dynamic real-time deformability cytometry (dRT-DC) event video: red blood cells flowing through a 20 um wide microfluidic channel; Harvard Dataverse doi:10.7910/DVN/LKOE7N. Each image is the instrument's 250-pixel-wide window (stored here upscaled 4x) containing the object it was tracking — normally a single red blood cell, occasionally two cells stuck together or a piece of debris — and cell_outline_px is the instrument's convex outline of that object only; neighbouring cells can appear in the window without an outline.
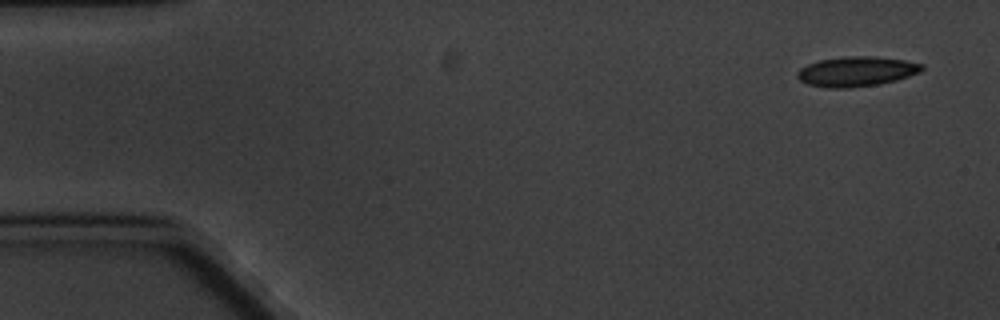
{"species": "common noctule bat (a hibernating species)", "species_latin": "Nyctalus noctula", "temperature_condition": "cold", "stored_images_in_passage": 5, "camera_frame_rate_fps": 3000, "um_per_image_px": 0.085, "animal": {"sex": "male", "body_mass_g": 20.1, "forearm_length_mm": 53.5}, "frame": {"image": 1, "passage_image": 1, "time_ms": 0.0, "image_size_px": [1000, 320], "cell_outline_px": [[924, 68], [920, 72], [896, 80], [880, 84], [848, 88], [828, 88], [808, 84], [800, 80], [796, 76], [796, 72], [800, 68], [808, 64], [820, 60], [844, 56], [872, 56], [904, 60], [924, 64]], "centroid_in_image_um": [72.79, 6.07], "position_along_channel_um": 12.2, "area_um2": 21.73}}